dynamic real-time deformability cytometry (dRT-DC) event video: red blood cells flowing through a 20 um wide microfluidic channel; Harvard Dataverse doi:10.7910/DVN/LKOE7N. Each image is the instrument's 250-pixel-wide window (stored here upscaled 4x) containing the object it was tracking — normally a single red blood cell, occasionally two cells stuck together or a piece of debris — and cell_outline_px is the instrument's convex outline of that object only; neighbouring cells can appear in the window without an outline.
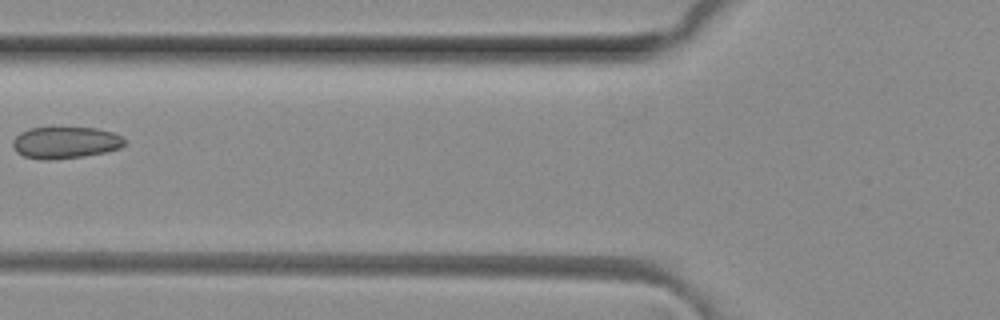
{"species": "common noctule bat (a hibernating species)", "species_latin": "Nyctalus noctula", "temperature_condition": "room temperature", "stored_images_in_passage": 6, "camera_frame_rate_fps": 3000, "um_per_image_px": 0.085, "animal": {"sex": "female", "body_mass_g": 29.2, "forearm_length_mm": 56.3}, "frame": {"image": 1, "passage_image": 6, "time_ms": 1.667, "image_size_px": [1000, 320], "cell_outline_px": [[128, 140], [120, 148], [104, 152], [84, 156], [48, 160], [44, 160], [24, 156], [16, 152], [12, 144], [12, 140], [20, 132], [28, 128], [52, 124], [96, 128], [112, 132], [124, 136]], "centroid_in_image_um": [5.54, 12.05], "position_along_channel_um": 120.3, "area_um2": 21.73}}